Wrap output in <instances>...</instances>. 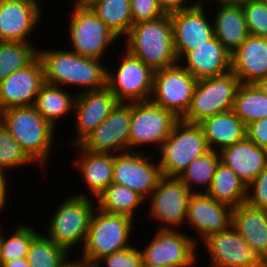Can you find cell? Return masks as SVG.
I'll use <instances>...</instances> for the list:
<instances>
[{
  "instance_id": "2e32d148",
  "label": "cell",
  "mask_w": 267,
  "mask_h": 267,
  "mask_svg": "<svg viewBox=\"0 0 267 267\" xmlns=\"http://www.w3.org/2000/svg\"><path fill=\"white\" fill-rule=\"evenodd\" d=\"M132 103L119 102L110 115L80 144L94 153H124L129 151V129Z\"/></svg>"
},
{
  "instance_id": "f907efd6",
  "label": "cell",
  "mask_w": 267,
  "mask_h": 267,
  "mask_svg": "<svg viewBox=\"0 0 267 267\" xmlns=\"http://www.w3.org/2000/svg\"><path fill=\"white\" fill-rule=\"evenodd\" d=\"M81 267H101L98 262H91L81 258Z\"/></svg>"
},
{
  "instance_id": "f6af8a7d",
  "label": "cell",
  "mask_w": 267,
  "mask_h": 267,
  "mask_svg": "<svg viewBox=\"0 0 267 267\" xmlns=\"http://www.w3.org/2000/svg\"><path fill=\"white\" fill-rule=\"evenodd\" d=\"M5 170L0 169V211L6 208L8 194V177ZM5 206V207H4Z\"/></svg>"
},
{
  "instance_id": "7dc6e473",
  "label": "cell",
  "mask_w": 267,
  "mask_h": 267,
  "mask_svg": "<svg viewBox=\"0 0 267 267\" xmlns=\"http://www.w3.org/2000/svg\"><path fill=\"white\" fill-rule=\"evenodd\" d=\"M2 267H30L27 257L3 262Z\"/></svg>"
},
{
  "instance_id": "f1b7e54d",
  "label": "cell",
  "mask_w": 267,
  "mask_h": 267,
  "mask_svg": "<svg viewBox=\"0 0 267 267\" xmlns=\"http://www.w3.org/2000/svg\"><path fill=\"white\" fill-rule=\"evenodd\" d=\"M77 93L71 94L65 87L44 83L36 97L34 107L55 129L60 118L74 111Z\"/></svg>"
},
{
  "instance_id": "d6986e66",
  "label": "cell",
  "mask_w": 267,
  "mask_h": 267,
  "mask_svg": "<svg viewBox=\"0 0 267 267\" xmlns=\"http://www.w3.org/2000/svg\"><path fill=\"white\" fill-rule=\"evenodd\" d=\"M44 83L43 65L37 56L29 65L0 81V112L11 107L34 105Z\"/></svg>"
},
{
  "instance_id": "4dcf8cb0",
  "label": "cell",
  "mask_w": 267,
  "mask_h": 267,
  "mask_svg": "<svg viewBox=\"0 0 267 267\" xmlns=\"http://www.w3.org/2000/svg\"><path fill=\"white\" fill-rule=\"evenodd\" d=\"M87 6L120 39L133 26L130 0H92Z\"/></svg>"
},
{
  "instance_id": "ba28073f",
  "label": "cell",
  "mask_w": 267,
  "mask_h": 267,
  "mask_svg": "<svg viewBox=\"0 0 267 267\" xmlns=\"http://www.w3.org/2000/svg\"><path fill=\"white\" fill-rule=\"evenodd\" d=\"M73 5L68 25L72 44L69 50L83 57L101 60L105 51L120 38L87 5Z\"/></svg>"
},
{
  "instance_id": "9c48e42d",
  "label": "cell",
  "mask_w": 267,
  "mask_h": 267,
  "mask_svg": "<svg viewBox=\"0 0 267 267\" xmlns=\"http://www.w3.org/2000/svg\"><path fill=\"white\" fill-rule=\"evenodd\" d=\"M180 119L151 100L133 102L129 129V151L144 145L159 146ZM132 149V150H131Z\"/></svg>"
},
{
  "instance_id": "ab89813d",
  "label": "cell",
  "mask_w": 267,
  "mask_h": 267,
  "mask_svg": "<svg viewBox=\"0 0 267 267\" xmlns=\"http://www.w3.org/2000/svg\"><path fill=\"white\" fill-rule=\"evenodd\" d=\"M97 262L101 266L104 262V267H142L143 253L132 244L129 248L103 256Z\"/></svg>"
},
{
  "instance_id": "52a82bcc",
  "label": "cell",
  "mask_w": 267,
  "mask_h": 267,
  "mask_svg": "<svg viewBox=\"0 0 267 267\" xmlns=\"http://www.w3.org/2000/svg\"><path fill=\"white\" fill-rule=\"evenodd\" d=\"M240 84L232 71L221 76L198 79L190 107L181 120L199 124L215 114L231 110Z\"/></svg>"
},
{
  "instance_id": "bcb514c9",
  "label": "cell",
  "mask_w": 267,
  "mask_h": 267,
  "mask_svg": "<svg viewBox=\"0 0 267 267\" xmlns=\"http://www.w3.org/2000/svg\"><path fill=\"white\" fill-rule=\"evenodd\" d=\"M214 1L213 3H218V5L224 6H244L254 0H209Z\"/></svg>"
},
{
  "instance_id": "c3c4849f",
  "label": "cell",
  "mask_w": 267,
  "mask_h": 267,
  "mask_svg": "<svg viewBox=\"0 0 267 267\" xmlns=\"http://www.w3.org/2000/svg\"><path fill=\"white\" fill-rule=\"evenodd\" d=\"M254 85L263 93L267 95V76L258 79Z\"/></svg>"
},
{
  "instance_id": "e575fe53",
  "label": "cell",
  "mask_w": 267,
  "mask_h": 267,
  "mask_svg": "<svg viewBox=\"0 0 267 267\" xmlns=\"http://www.w3.org/2000/svg\"><path fill=\"white\" fill-rule=\"evenodd\" d=\"M38 56V48L30 43L0 41V81L29 65Z\"/></svg>"
},
{
  "instance_id": "cb8c5ba5",
  "label": "cell",
  "mask_w": 267,
  "mask_h": 267,
  "mask_svg": "<svg viewBox=\"0 0 267 267\" xmlns=\"http://www.w3.org/2000/svg\"><path fill=\"white\" fill-rule=\"evenodd\" d=\"M220 159L247 186L267 167L266 148L257 146L247 137L223 148Z\"/></svg>"
},
{
  "instance_id": "603a6c76",
  "label": "cell",
  "mask_w": 267,
  "mask_h": 267,
  "mask_svg": "<svg viewBox=\"0 0 267 267\" xmlns=\"http://www.w3.org/2000/svg\"><path fill=\"white\" fill-rule=\"evenodd\" d=\"M231 71L242 84H254L267 76V38L249 35L231 53Z\"/></svg>"
},
{
  "instance_id": "816d5d0a",
  "label": "cell",
  "mask_w": 267,
  "mask_h": 267,
  "mask_svg": "<svg viewBox=\"0 0 267 267\" xmlns=\"http://www.w3.org/2000/svg\"><path fill=\"white\" fill-rule=\"evenodd\" d=\"M92 0H74L75 4L78 5H87Z\"/></svg>"
},
{
  "instance_id": "7bdbcfd3",
  "label": "cell",
  "mask_w": 267,
  "mask_h": 267,
  "mask_svg": "<svg viewBox=\"0 0 267 267\" xmlns=\"http://www.w3.org/2000/svg\"><path fill=\"white\" fill-rule=\"evenodd\" d=\"M246 137L259 147H267V117L246 126Z\"/></svg>"
},
{
  "instance_id": "4316f807",
  "label": "cell",
  "mask_w": 267,
  "mask_h": 267,
  "mask_svg": "<svg viewBox=\"0 0 267 267\" xmlns=\"http://www.w3.org/2000/svg\"><path fill=\"white\" fill-rule=\"evenodd\" d=\"M232 226L267 259V210L243 203L233 208Z\"/></svg>"
},
{
  "instance_id": "4fadbf2b",
  "label": "cell",
  "mask_w": 267,
  "mask_h": 267,
  "mask_svg": "<svg viewBox=\"0 0 267 267\" xmlns=\"http://www.w3.org/2000/svg\"><path fill=\"white\" fill-rule=\"evenodd\" d=\"M192 192L178 177L162 176L148 197L149 215L160 221V228L179 230L185 224ZM180 227V228H179Z\"/></svg>"
},
{
  "instance_id": "6da1fadb",
  "label": "cell",
  "mask_w": 267,
  "mask_h": 267,
  "mask_svg": "<svg viewBox=\"0 0 267 267\" xmlns=\"http://www.w3.org/2000/svg\"><path fill=\"white\" fill-rule=\"evenodd\" d=\"M48 84L66 88L82 87L81 92L98 90L107 86V67L101 60L83 57L66 49H38ZM106 67V68H105Z\"/></svg>"
},
{
  "instance_id": "d590c367",
  "label": "cell",
  "mask_w": 267,
  "mask_h": 267,
  "mask_svg": "<svg viewBox=\"0 0 267 267\" xmlns=\"http://www.w3.org/2000/svg\"><path fill=\"white\" fill-rule=\"evenodd\" d=\"M68 255L65 248L40 232L31 241L27 260L30 267H60Z\"/></svg>"
},
{
  "instance_id": "d6a6232c",
  "label": "cell",
  "mask_w": 267,
  "mask_h": 267,
  "mask_svg": "<svg viewBox=\"0 0 267 267\" xmlns=\"http://www.w3.org/2000/svg\"><path fill=\"white\" fill-rule=\"evenodd\" d=\"M234 114L247 126L267 117V95L254 84H240L233 108Z\"/></svg>"
},
{
  "instance_id": "277c9868",
  "label": "cell",
  "mask_w": 267,
  "mask_h": 267,
  "mask_svg": "<svg viewBox=\"0 0 267 267\" xmlns=\"http://www.w3.org/2000/svg\"><path fill=\"white\" fill-rule=\"evenodd\" d=\"M134 219L94 209L81 258L97 262L103 256L129 248ZM130 237V238H129Z\"/></svg>"
},
{
  "instance_id": "f546056e",
  "label": "cell",
  "mask_w": 267,
  "mask_h": 267,
  "mask_svg": "<svg viewBox=\"0 0 267 267\" xmlns=\"http://www.w3.org/2000/svg\"><path fill=\"white\" fill-rule=\"evenodd\" d=\"M206 193L215 201L235 208L246 203L247 185L220 161Z\"/></svg>"
},
{
  "instance_id": "5bb4252c",
  "label": "cell",
  "mask_w": 267,
  "mask_h": 267,
  "mask_svg": "<svg viewBox=\"0 0 267 267\" xmlns=\"http://www.w3.org/2000/svg\"><path fill=\"white\" fill-rule=\"evenodd\" d=\"M203 242L210 259L209 267H267V259L232 225L208 236Z\"/></svg>"
},
{
  "instance_id": "74e56055",
  "label": "cell",
  "mask_w": 267,
  "mask_h": 267,
  "mask_svg": "<svg viewBox=\"0 0 267 267\" xmlns=\"http://www.w3.org/2000/svg\"><path fill=\"white\" fill-rule=\"evenodd\" d=\"M35 162L0 122V169L9 170Z\"/></svg>"
},
{
  "instance_id": "681fc988",
  "label": "cell",
  "mask_w": 267,
  "mask_h": 267,
  "mask_svg": "<svg viewBox=\"0 0 267 267\" xmlns=\"http://www.w3.org/2000/svg\"><path fill=\"white\" fill-rule=\"evenodd\" d=\"M67 258L66 261L60 266V267H81V257L79 256V258L76 259L75 258L73 260ZM79 259V260H78Z\"/></svg>"
},
{
  "instance_id": "f35d334b",
  "label": "cell",
  "mask_w": 267,
  "mask_h": 267,
  "mask_svg": "<svg viewBox=\"0 0 267 267\" xmlns=\"http://www.w3.org/2000/svg\"><path fill=\"white\" fill-rule=\"evenodd\" d=\"M250 35L267 38V0H254L242 6Z\"/></svg>"
},
{
  "instance_id": "b9f144b4",
  "label": "cell",
  "mask_w": 267,
  "mask_h": 267,
  "mask_svg": "<svg viewBox=\"0 0 267 267\" xmlns=\"http://www.w3.org/2000/svg\"><path fill=\"white\" fill-rule=\"evenodd\" d=\"M133 24L157 19L166 13L157 0H130Z\"/></svg>"
},
{
  "instance_id": "60d3db41",
  "label": "cell",
  "mask_w": 267,
  "mask_h": 267,
  "mask_svg": "<svg viewBox=\"0 0 267 267\" xmlns=\"http://www.w3.org/2000/svg\"><path fill=\"white\" fill-rule=\"evenodd\" d=\"M246 203L267 210V167L247 186Z\"/></svg>"
},
{
  "instance_id": "44dd1931",
  "label": "cell",
  "mask_w": 267,
  "mask_h": 267,
  "mask_svg": "<svg viewBox=\"0 0 267 267\" xmlns=\"http://www.w3.org/2000/svg\"><path fill=\"white\" fill-rule=\"evenodd\" d=\"M232 212L231 206L215 201L206 192H195L189 199L185 224H190L203 241L228 229L232 225Z\"/></svg>"
},
{
  "instance_id": "8d00e7d4",
  "label": "cell",
  "mask_w": 267,
  "mask_h": 267,
  "mask_svg": "<svg viewBox=\"0 0 267 267\" xmlns=\"http://www.w3.org/2000/svg\"><path fill=\"white\" fill-rule=\"evenodd\" d=\"M18 226V227H17ZM13 233L5 236L3 228L0 227V249L2 262L27 257L32 239L38 234L33 226L18 224ZM3 230V231H2Z\"/></svg>"
},
{
  "instance_id": "8fae6325",
  "label": "cell",
  "mask_w": 267,
  "mask_h": 267,
  "mask_svg": "<svg viewBox=\"0 0 267 267\" xmlns=\"http://www.w3.org/2000/svg\"><path fill=\"white\" fill-rule=\"evenodd\" d=\"M196 82L180 63L154 71L150 100L181 119L190 107Z\"/></svg>"
},
{
  "instance_id": "7a4b0ae2",
  "label": "cell",
  "mask_w": 267,
  "mask_h": 267,
  "mask_svg": "<svg viewBox=\"0 0 267 267\" xmlns=\"http://www.w3.org/2000/svg\"><path fill=\"white\" fill-rule=\"evenodd\" d=\"M126 50L153 71L179 63L173 41L171 15L133 24L125 39Z\"/></svg>"
},
{
  "instance_id": "e0dca14e",
  "label": "cell",
  "mask_w": 267,
  "mask_h": 267,
  "mask_svg": "<svg viewBox=\"0 0 267 267\" xmlns=\"http://www.w3.org/2000/svg\"><path fill=\"white\" fill-rule=\"evenodd\" d=\"M204 7L203 1H199L194 7L170 13L178 60L214 37L213 23L205 16Z\"/></svg>"
},
{
  "instance_id": "8992f818",
  "label": "cell",
  "mask_w": 267,
  "mask_h": 267,
  "mask_svg": "<svg viewBox=\"0 0 267 267\" xmlns=\"http://www.w3.org/2000/svg\"><path fill=\"white\" fill-rule=\"evenodd\" d=\"M71 194L50 217L47 236L69 253L74 246L85 244L89 222L95 206V201L89 196Z\"/></svg>"
},
{
  "instance_id": "484cf974",
  "label": "cell",
  "mask_w": 267,
  "mask_h": 267,
  "mask_svg": "<svg viewBox=\"0 0 267 267\" xmlns=\"http://www.w3.org/2000/svg\"><path fill=\"white\" fill-rule=\"evenodd\" d=\"M199 125L204 131L210 150L220 152L246 137V125L232 109L206 118Z\"/></svg>"
},
{
  "instance_id": "d4e9b609",
  "label": "cell",
  "mask_w": 267,
  "mask_h": 267,
  "mask_svg": "<svg viewBox=\"0 0 267 267\" xmlns=\"http://www.w3.org/2000/svg\"><path fill=\"white\" fill-rule=\"evenodd\" d=\"M79 153V157L75 158L73 166L75 170L81 174L83 182L91 195L80 194V196H93L96 199L112 182H113V153H94L85 150L80 145L74 146ZM91 192V193H90Z\"/></svg>"
},
{
  "instance_id": "ffe728a7",
  "label": "cell",
  "mask_w": 267,
  "mask_h": 267,
  "mask_svg": "<svg viewBox=\"0 0 267 267\" xmlns=\"http://www.w3.org/2000/svg\"><path fill=\"white\" fill-rule=\"evenodd\" d=\"M40 0H0V41L29 43L34 28L41 23Z\"/></svg>"
},
{
  "instance_id": "1f68e13d",
  "label": "cell",
  "mask_w": 267,
  "mask_h": 267,
  "mask_svg": "<svg viewBox=\"0 0 267 267\" xmlns=\"http://www.w3.org/2000/svg\"><path fill=\"white\" fill-rule=\"evenodd\" d=\"M95 201L101 211L134 219L136 208H140L146 200L132 189L112 182Z\"/></svg>"
},
{
  "instance_id": "f5cc1de1",
  "label": "cell",
  "mask_w": 267,
  "mask_h": 267,
  "mask_svg": "<svg viewBox=\"0 0 267 267\" xmlns=\"http://www.w3.org/2000/svg\"><path fill=\"white\" fill-rule=\"evenodd\" d=\"M142 267H176V266H169V265H163V266H153V265H143Z\"/></svg>"
},
{
  "instance_id": "db71d44e",
  "label": "cell",
  "mask_w": 267,
  "mask_h": 267,
  "mask_svg": "<svg viewBox=\"0 0 267 267\" xmlns=\"http://www.w3.org/2000/svg\"><path fill=\"white\" fill-rule=\"evenodd\" d=\"M2 259H1V249H0V267H2Z\"/></svg>"
},
{
  "instance_id": "7c38bea8",
  "label": "cell",
  "mask_w": 267,
  "mask_h": 267,
  "mask_svg": "<svg viewBox=\"0 0 267 267\" xmlns=\"http://www.w3.org/2000/svg\"><path fill=\"white\" fill-rule=\"evenodd\" d=\"M116 72L107 69V87L119 102L133 103L150 100L154 71L126 49ZM113 73H112V72Z\"/></svg>"
},
{
  "instance_id": "3957f363",
  "label": "cell",
  "mask_w": 267,
  "mask_h": 267,
  "mask_svg": "<svg viewBox=\"0 0 267 267\" xmlns=\"http://www.w3.org/2000/svg\"><path fill=\"white\" fill-rule=\"evenodd\" d=\"M0 122L35 164H47L56 131L34 105L3 110Z\"/></svg>"
},
{
  "instance_id": "83f0119b",
  "label": "cell",
  "mask_w": 267,
  "mask_h": 267,
  "mask_svg": "<svg viewBox=\"0 0 267 267\" xmlns=\"http://www.w3.org/2000/svg\"><path fill=\"white\" fill-rule=\"evenodd\" d=\"M213 30L217 40L230 52H234L250 35L241 6L218 5Z\"/></svg>"
},
{
  "instance_id": "ee69618b",
  "label": "cell",
  "mask_w": 267,
  "mask_h": 267,
  "mask_svg": "<svg viewBox=\"0 0 267 267\" xmlns=\"http://www.w3.org/2000/svg\"><path fill=\"white\" fill-rule=\"evenodd\" d=\"M157 1L162 10L165 13L170 14L176 11H181L183 9L194 7L199 1L202 0H197L195 3L191 2L193 3L191 5H189L190 2L186 4L188 0H157Z\"/></svg>"
},
{
  "instance_id": "7402d4cb",
  "label": "cell",
  "mask_w": 267,
  "mask_h": 267,
  "mask_svg": "<svg viewBox=\"0 0 267 267\" xmlns=\"http://www.w3.org/2000/svg\"><path fill=\"white\" fill-rule=\"evenodd\" d=\"M179 63L197 80L221 76L231 71V53L214 36L188 51Z\"/></svg>"
},
{
  "instance_id": "5b68a950",
  "label": "cell",
  "mask_w": 267,
  "mask_h": 267,
  "mask_svg": "<svg viewBox=\"0 0 267 267\" xmlns=\"http://www.w3.org/2000/svg\"><path fill=\"white\" fill-rule=\"evenodd\" d=\"M209 150L202 127L180 119L159 149L162 176L179 177L194 159Z\"/></svg>"
},
{
  "instance_id": "ac0fdd59",
  "label": "cell",
  "mask_w": 267,
  "mask_h": 267,
  "mask_svg": "<svg viewBox=\"0 0 267 267\" xmlns=\"http://www.w3.org/2000/svg\"><path fill=\"white\" fill-rule=\"evenodd\" d=\"M118 103V99L107 86L77 93L73 111L77 135L71 145H80L110 115Z\"/></svg>"
},
{
  "instance_id": "9a60e30c",
  "label": "cell",
  "mask_w": 267,
  "mask_h": 267,
  "mask_svg": "<svg viewBox=\"0 0 267 267\" xmlns=\"http://www.w3.org/2000/svg\"><path fill=\"white\" fill-rule=\"evenodd\" d=\"M136 151L114 154L113 183L126 186L147 200L162 173L158 162H151L150 154Z\"/></svg>"
},
{
  "instance_id": "30bf717a",
  "label": "cell",
  "mask_w": 267,
  "mask_h": 267,
  "mask_svg": "<svg viewBox=\"0 0 267 267\" xmlns=\"http://www.w3.org/2000/svg\"><path fill=\"white\" fill-rule=\"evenodd\" d=\"M180 230L157 229L144 247L143 265L194 267L197 260L198 240Z\"/></svg>"
},
{
  "instance_id": "836d02e7",
  "label": "cell",
  "mask_w": 267,
  "mask_h": 267,
  "mask_svg": "<svg viewBox=\"0 0 267 267\" xmlns=\"http://www.w3.org/2000/svg\"><path fill=\"white\" fill-rule=\"evenodd\" d=\"M220 161V152L209 150L204 155L194 159L178 178L192 193L206 192L212 183ZM195 185L197 186L195 187ZM202 186L205 189L204 191L195 189L198 187L202 189Z\"/></svg>"
}]
</instances>
